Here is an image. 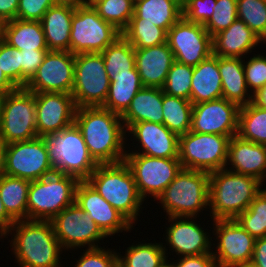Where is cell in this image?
I'll list each match as a JSON object with an SVG mask.
<instances>
[{
    "mask_svg": "<svg viewBox=\"0 0 266 267\" xmlns=\"http://www.w3.org/2000/svg\"><path fill=\"white\" fill-rule=\"evenodd\" d=\"M74 124L97 164L124 161L129 143H126V130L120 115L101 106L80 107L76 109Z\"/></svg>",
    "mask_w": 266,
    "mask_h": 267,
    "instance_id": "obj_1",
    "label": "cell"
},
{
    "mask_svg": "<svg viewBox=\"0 0 266 267\" xmlns=\"http://www.w3.org/2000/svg\"><path fill=\"white\" fill-rule=\"evenodd\" d=\"M11 252L19 267H63V248L51 221L18 220L7 230Z\"/></svg>",
    "mask_w": 266,
    "mask_h": 267,
    "instance_id": "obj_2",
    "label": "cell"
},
{
    "mask_svg": "<svg viewBox=\"0 0 266 267\" xmlns=\"http://www.w3.org/2000/svg\"><path fill=\"white\" fill-rule=\"evenodd\" d=\"M265 186L255 177L220 169L209 173L210 219H235ZM212 214V215H211Z\"/></svg>",
    "mask_w": 266,
    "mask_h": 267,
    "instance_id": "obj_3",
    "label": "cell"
},
{
    "mask_svg": "<svg viewBox=\"0 0 266 267\" xmlns=\"http://www.w3.org/2000/svg\"><path fill=\"white\" fill-rule=\"evenodd\" d=\"M86 181L132 225H137L144 200L125 161L98 164Z\"/></svg>",
    "mask_w": 266,
    "mask_h": 267,
    "instance_id": "obj_4",
    "label": "cell"
},
{
    "mask_svg": "<svg viewBox=\"0 0 266 267\" xmlns=\"http://www.w3.org/2000/svg\"><path fill=\"white\" fill-rule=\"evenodd\" d=\"M165 217H198L209 209V173L182 168L156 199Z\"/></svg>",
    "mask_w": 266,
    "mask_h": 267,
    "instance_id": "obj_5",
    "label": "cell"
},
{
    "mask_svg": "<svg viewBox=\"0 0 266 267\" xmlns=\"http://www.w3.org/2000/svg\"><path fill=\"white\" fill-rule=\"evenodd\" d=\"M43 138L48 148L49 162L55 172L85 181L98 166L89 154L84 138L75 124Z\"/></svg>",
    "mask_w": 266,
    "mask_h": 267,
    "instance_id": "obj_6",
    "label": "cell"
},
{
    "mask_svg": "<svg viewBox=\"0 0 266 267\" xmlns=\"http://www.w3.org/2000/svg\"><path fill=\"white\" fill-rule=\"evenodd\" d=\"M78 183L76 177L58 172L31 181L28 189L27 220L51 221L75 202Z\"/></svg>",
    "mask_w": 266,
    "mask_h": 267,
    "instance_id": "obj_7",
    "label": "cell"
},
{
    "mask_svg": "<svg viewBox=\"0 0 266 267\" xmlns=\"http://www.w3.org/2000/svg\"><path fill=\"white\" fill-rule=\"evenodd\" d=\"M228 136L189 131L179 136L178 159L184 169L211 173L224 169Z\"/></svg>",
    "mask_w": 266,
    "mask_h": 267,
    "instance_id": "obj_8",
    "label": "cell"
},
{
    "mask_svg": "<svg viewBox=\"0 0 266 267\" xmlns=\"http://www.w3.org/2000/svg\"><path fill=\"white\" fill-rule=\"evenodd\" d=\"M120 36L121 32L103 20L92 6L82 4L75 7L69 45L72 54L101 53Z\"/></svg>",
    "mask_w": 266,
    "mask_h": 267,
    "instance_id": "obj_9",
    "label": "cell"
},
{
    "mask_svg": "<svg viewBox=\"0 0 266 267\" xmlns=\"http://www.w3.org/2000/svg\"><path fill=\"white\" fill-rule=\"evenodd\" d=\"M35 95L26 88H17L3 99L0 139L7 145L38 137Z\"/></svg>",
    "mask_w": 266,
    "mask_h": 267,
    "instance_id": "obj_10",
    "label": "cell"
},
{
    "mask_svg": "<svg viewBox=\"0 0 266 267\" xmlns=\"http://www.w3.org/2000/svg\"><path fill=\"white\" fill-rule=\"evenodd\" d=\"M110 79L101 53L75 55L72 97L77 108L102 106L108 95Z\"/></svg>",
    "mask_w": 266,
    "mask_h": 267,
    "instance_id": "obj_11",
    "label": "cell"
},
{
    "mask_svg": "<svg viewBox=\"0 0 266 267\" xmlns=\"http://www.w3.org/2000/svg\"><path fill=\"white\" fill-rule=\"evenodd\" d=\"M212 255L217 267L249 266L255 246V238L235 219H217L211 221ZM216 246V248H215Z\"/></svg>",
    "mask_w": 266,
    "mask_h": 267,
    "instance_id": "obj_12",
    "label": "cell"
},
{
    "mask_svg": "<svg viewBox=\"0 0 266 267\" xmlns=\"http://www.w3.org/2000/svg\"><path fill=\"white\" fill-rule=\"evenodd\" d=\"M125 163L133 174L137 191L145 201H155L183 168L178 158H157L142 154H126Z\"/></svg>",
    "mask_w": 266,
    "mask_h": 267,
    "instance_id": "obj_13",
    "label": "cell"
},
{
    "mask_svg": "<svg viewBox=\"0 0 266 267\" xmlns=\"http://www.w3.org/2000/svg\"><path fill=\"white\" fill-rule=\"evenodd\" d=\"M51 223L64 252L83 247L98 248L100 241L108 238L76 202L57 214Z\"/></svg>",
    "mask_w": 266,
    "mask_h": 267,
    "instance_id": "obj_14",
    "label": "cell"
},
{
    "mask_svg": "<svg viewBox=\"0 0 266 267\" xmlns=\"http://www.w3.org/2000/svg\"><path fill=\"white\" fill-rule=\"evenodd\" d=\"M4 174L29 181L55 172L49 162L48 148L43 137L6 145Z\"/></svg>",
    "mask_w": 266,
    "mask_h": 267,
    "instance_id": "obj_15",
    "label": "cell"
},
{
    "mask_svg": "<svg viewBox=\"0 0 266 267\" xmlns=\"http://www.w3.org/2000/svg\"><path fill=\"white\" fill-rule=\"evenodd\" d=\"M167 44L175 61L193 67L213 54L212 37L205 27L183 17L167 31Z\"/></svg>",
    "mask_w": 266,
    "mask_h": 267,
    "instance_id": "obj_16",
    "label": "cell"
},
{
    "mask_svg": "<svg viewBox=\"0 0 266 267\" xmlns=\"http://www.w3.org/2000/svg\"><path fill=\"white\" fill-rule=\"evenodd\" d=\"M75 55L70 51H48L25 88L32 93H72Z\"/></svg>",
    "mask_w": 266,
    "mask_h": 267,
    "instance_id": "obj_17",
    "label": "cell"
},
{
    "mask_svg": "<svg viewBox=\"0 0 266 267\" xmlns=\"http://www.w3.org/2000/svg\"><path fill=\"white\" fill-rule=\"evenodd\" d=\"M240 106L223 97L194 104L191 114L190 131L236 136L238 133Z\"/></svg>",
    "mask_w": 266,
    "mask_h": 267,
    "instance_id": "obj_18",
    "label": "cell"
},
{
    "mask_svg": "<svg viewBox=\"0 0 266 267\" xmlns=\"http://www.w3.org/2000/svg\"><path fill=\"white\" fill-rule=\"evenodd\" d=\"M168 227L165 226V242L168 244L169 250L178 255L177 258L183 256H197L206 253H212V237L207 228L201 225L203 222L196 223V217H175L168 218ZM196 220V221H195ZM201 224V225H200ZM208 234V235H207ZM176 252V253H175Z\"/></svg>",
    "mask_w": 266,
    "mask_h": 267,
    "instance_id": "obj_19",
    "label": "cell"
},
{
    "mask_svg": "<svg viewBox=\"0 0 266 267\" xmlns=\"http://www.w3.org/2000/svg\"><path fill=\"white\" fill-rule=\"evenodd\" d=\"M126 135H128L126 140L130 135L129 140H134L130 145H137L133 150L131 148V151L130 148H127L126 154H142L157 158H178L179 136L171 132L164 124L138 122L132 124L126 130Z\"/></svg>",
    "mask_w": 266,
    "mask_h": 267,
    "instance_id": "obj_20",
    "label": "cell"
},
{
    "mask_svg": "<svg viewBox=\"0 0 266 267\" xmlns=\"http://www.w3.org/2000/svg\"><path fill=\"white\" fill-rule=\"evenodd\" d=\"M75 202L87 212L101 231L114 236L123 231L131 232L133 226L120 212L109 204L86 180L79 181L75 191Z\"/></svg>",
    "mask_w": 266,
    "mask_h": 267,
    "instance_id": "obj_21",
    "label": "cell"
},
{
    "mask_svg": "<svg viewBox=\"0 0 266 267\" xmlns=\"http://www.w3.org/2000/svg\"><path fill=\"white\" fill-rule=\"evenodd\" d=\"M34 95L38 137L60 132L74 124L77 107L71 94L42 92Z\"/></svg>",
    "mask_w": 266,
    "mask_h": 267,
    "instance_id": "obj_22",
    "label": "cell"
},
{
    "mask_svg": "<svg viewBox=\"0 0 266 267\" xmlns=\"http://www.w3.org/2000/svg\"><path fill=\"white\" fill-rule=\"evenodd\" d=\"M227 170L255 177L265 185L266 145L241 139L238 135L229 140Z\"/></svg>",
    "mask_w": 266,
    "mask_h": 267,
    "instance_id": "obj_23",
    "label": "cell"
},
{
    "mask_svg": "<svg viewBox=\"0 0 266 267\" xmlns=\"http://www.w3.org/2000/svg\"><path fill=\"white\" fill-rule=\"evenodd\" d=\"M135 50V67L144 87L162 88L172 66L174 54L167 42Z\"/></svg>",
    "mask_w": 266,
    "mask_h": 267,
    "instance_id": "obj_24",
    "label": "cell"
},
{
    "mask_svg": "<svg viewBox=\"0 0 266 267\" xmlns=\"http://www.w3.org/2000/svg\"><path fill=\"white\" fill-rule=\"evenodd\" d=\"M260 44L262 46L263 41L239 19L212 37L213 55L218 57L246 58L247 60L254 48Z\"/></svg>",
    "mask_w": 266,
    "mask_h": 267,
    "instance_id": "obj_25",
    "label": "cell"
},
{
    "mask_svg": "<svg viewBox=\"0 0 266 267\" xmlns=\"http://www.w3.org/2000/svg\"><path fill=\"white\" fill-rule=\"evenodd\" d=\"M74 11L72 6L54 5L45 12L40 22L49 51H69Z\"/></svg>",
    "mask_w": 266,
    "mask_h": 267,
    "instance_id": "obj_26",
    "label": "cell"
},
{
    "mask_svg": "<svg viewBox=\"0 0 266 267\" xmlns=\"http://www.w3.org/2000/svg\"><path fill=\"white\" fill-rule=\"evenodd\" d=\"M125 130L138 122L163 124V90L143 87L133 98L127 111L121 116Z\"/></svg>",
    "mask_w": 266,
    "mask_h": 267,
    "instance_id": "obj_27",
    "label": "cell"
},
{
    "mask_svg": "<svg viewBox=\"0 0 266 267\" xmlns=\"http://www.w3.org/2000/svg\"><path fill=\"white\" fill-rule=\"evenodd\" d=\"M219 98H222V79L218 56L212 54L193 67L190 101L194 105Z\"/></svg>",
    "mask_w": 266,
    "mask_h": 267,
    "instance_id": "obj_28",
    "label": "cell"
},
{
    "mask_svg": "<svg viewBox=\"0 0 266 267\" xmlns=\"http://www.w3.org/2000/svg\"><path fill=\"white\" fill-rule=\"evenodd\" d=\"M218 68L222 79V97L239 106L252 102L243 68V58L218 57Z\"/></svg>",
    "mask_w": 266,
    "mask_h": 267,
    "instance_id": "obj_29",
    "label": "cell"
},
{
    "mask_svg": "<svg viewBox=\"0 0 266 267\" xmlns=\"http://www.w3.org/2000/svg\"><path fill=\"white\" fill-rule=\"evenodd\" d=\"M1 39L20 51L48 50L40 21H7Z\"/></svg>",
    "mask_w": 266,
    "mask_h": 267,
    "instance_id": "obj_30",
    "label": "cell"
},
{
    "mask_svg": "<svg viewBox=\"0 0 266 267\" xmlns=\"http://www.w3.org/2000/svg\"><path fill=\"white\" fill-rule=\"evenodd\" d=\"M143 87L136 67L130 73L115 75L110 80L108 95L101 107L122 116Z\"/></svg>",
    "mask_w": 266,
    "mask_h": 267,
    "instance_id": "obj_31",
    "label": "cell"
},
{
    "mask_svg": "<svg viewBox=\"0 0 266 267\" xmlns=\"http://www.w3.org/2000/svg\"><path fill=\"white\" fill-rule=\"evenodd\" d=\"M182 17V6L175 0H142L134 3L131 18L155 24L168 31Z\"/></svg>",
    "mask_w": 266,
    "mask_h": 267,
    "instance_id": "obj_32",
    "label": "cell"
},
{
    "mask_svg": "<svg viewBox=\"0 0 266 267\" xmlns=\"http://www.w3.org/2000/svg\"><path fill=\"white\" fill-rule=\"evenodd\" d=\"M31 181L19 177H0V198L6 212L15 220H27L28 189Z\"/></svg>",
    "mask_w": 266,
    "mask_h": 267,
    "instance_id": "obj_33",
    "label": "cell"
},
{
    "mask_svg": "<svg viewBox=\"0 0 266 267\" xmlns=\"http://www.w3.org/2000/svg\"><path fill=\"white\" fill-rule=\"evenodd\" d=\"M142 241L136 244L132 243L125 249L124 255L118 252V267H159L169 259L168 255L171 252H168L167 246L162 242Z\"/></svg>",
    "mask_w": 266,
    "mask_h": 267,
    "instance_id": "obj_34",
    "label": "cell"
},
{
    "mask_svg": "<svg viewBox=\"0 0 266 267\" xmlns=\"http://www.w3.org/2000/svg\"><path fill=\"white\" fill-rule=\"evenodd\" d=\"M237 135L243 140L266 145V109L252 102L240 106Z\"/></svg>",
    "mask_w": 266,
    "mask_h": 267,
    "instance_id": "obj_35",
    "label": "cell"
},
{
    "mask_svg": "<svg viewBox=\"0 0 266 267\" xmlns=\"http://www.w3.org/2000/svg\"><path fill=\"white\" fill-rule=\"evenodd\" d=\"M193 104L190 100L163 93V124L178 136L191 128Z\"/></svg>",
    "mask_w": 266,
    "mask_h": 267,
    "instance_id": "obj_36",
    "label": "cell"
},
{
    "mask_svg": "<svg viewBox=\"0 0 266 267\" xmlns=\"http://www.w3.org/2000/svg\"><path fill=\"white\" fill-rule=\"evenodd\" d=\"M122 36L134 49L149 48L167 42V31L153 23L142 22V18H131Z\"/></svg>",
    "mask_w": 266,
    "mask_h": 267,
    "instance_id": "obj_37",
    "label": "cell"
},
{
    "mask_svg": "<svg viewBox=\"0 0 266 267\" xmlns=\"http://www.w3.org/2000/svg\"><path fill=\"white\" fill-rule=\"evenodd\" d=\"M101 54L110 80L115 75L130 73L135 67V50L123 36L107 46Z\"/></svg>",
    "mask_w": 266,
    "mask_h": 267,
    "instance_id": "obj_38",
    "label": "cell"
},
{
    "mask_svg": "<svg viewBox=\"0 0 266 267\" xmlns=\"http://www.w3.org/2000/svg\"><path fill=\"white\" fill-rule=\"evenodd\" d=\"M235 220L255 239L266 237V188L255 197L248 209Z\"/></svg>",
    "mask_w": 266,
    "mask_h": 267,
    "instance_id": "obj_39",
    "label": "cell"
},
{
    "mask_svg": "<svg viewBox=\"0 0 266 267\" xmlns=\"http://www.w3.org/2000/svg\"><path fill=\"white\" fill-rule=\"evenodd\" d=\"M92 7L103 20L111 23L120 32L128 26L134 14L132 0H101Z\"/></svg>",
    "mask_w": 266,
    "mask_h": 267,
    "instance_id": "obj_40",
    "label": "cell"
},
{
    "mask_svg": "<svg viewBox=\"0 0 266 267\" xmlns=\"http://www.w3.org/2000/svg\"><path fill=\"white\" fill-rule=\"evenodd\" d=\"M237 17L264 41L266 38V0H237Z\"/></svg>",
    "mask_w": 266,
    "mask_h": 267,
    "instance_id": "obj_41",
    "label": "cell"
},
{
    "mask_svg": "<svg viewBox=\"0 0 266 267\" xmlns=\"http://www.w3.org/2000/svg\"><path fill=\"white\" fill-rule=\"evenodd\" d=\"M193 66L174 61L162 87L163 93L190 100Z\"/></svg>",
    "mask_w": 266,
    "mask_h": 267,
    "instance_id": "obj_42",
    "label": "cell"
},
{
    "mask_svg": "<svg viewBox=\"0 0 266 267\" xmlns=\"http://www.w3.org/2000/svg\"><path fill=\"white\" fill-rule=\"evenodd\" d=\"M237 19V0H216L211 18L203 26L213 37L227 29Z\"/></svg>",
    "mask_w": 266,
    "mask_h": 267,
    "instance_id": "obj_43",
    "label": "cell"
},
{
    "mask_svg": "<svg viewBox=\"0 0 266 267\" xmlns=\"http://www.w3.org/2000/svg\"><path fill=\"white\" fill-rule=\"evenodd\" d=\"M0 68L17 88H21V51L9 46L1 38Z\"/></svg>",
    "mask_w": 266,
    "mask_h": 267,
    "instance_id": "obj_44",
    "label": "cell"
},
{
    "mask_svg": "<svg viewBox=\"0 0 266 267\" xmlns=\"http://www.w3.org/2000/svg\"><path fill=\"white\" fill-rule=\"evenodd\" d=\"M74 267H118L117 248L103 247L83 249Z\"/></svg>",
    "mask_w": 266,
    "mask_h": 267,
    "instance_id": "obj_45",
    "label": "cell"
},
{
    "mask_svg": "<svg viewBox=\"0 0 266 267\" xmlns=\"http://www.w3.org/2000/svg\"><path fill=\"white\" fill-rule=\"evenodd\" d=\"M264 54V55H263ZM245 79L250 93L253 95L266 85V54H255L247 61L243 60Z\"/></svg>",
    "mask_w": 266,
    "mask_h": 267,
    "instance_id": "obj_46",
    "label": "cell"
},
{
    "mask_svg": "<svg viewBox=\"0 0 266 267\" xmlns=\"http://www.w3.org/2000/svg\"><path fill=\"white\" fill-rule=\"evenodd\" d=\"M216 0H188L182 6V17L189 22L204 25L212 16Z\"/></svg>",
    "mask_w": 266,
    "mask_h": 267,
    "instance_id": "obj_47",
    "label": "cell"
},
{
    "mask_svg": "<svg viewBox=\"0 0 266 267\" xmlns=\"http://www.w3.org/2000/svg\"><path fill=\"white\" fill-rule=\"evenodd\" d=\"M54 5L53 0H19L16 19L41 21L45 12Z\"/></svg>",
    "mask_w": 266,
    "mask_h": 267,
    "instance_id": "obj_48",
    "label": "cell"
},
{
    "mask_svg": "<svg viewBox=\"0 0 266 267\" xmlns=\"http://www.w3.org/2000/svg\"><path fill=\"white\" fill-rule=\"evenodd\" d=\"M48 51L49 50L21 51V88H25L27 83L35 75Z\"/></svg>",
    "mask_w": 266,
    "mask_h": 267,
    "instance_id": "obj_49",
    "label": "cell"
},
{
    "mask_svg": "<svg viewBox=\"0 0 266 267\" xmlns=\"http://www.w3.org/2000/svg\"><path fill=\"white\" fill-rule=\"evenodd\" d=\"M173 267H217L212 253L201 254L197 256H183L178 259L170 258ZM176 261V262H175Z\"/></svg>",
    "mask_w": 266,
    "mask_h": 267,
    "instance_id": "obj_50",
    "label": "cell"
},
{
    "mask_svg": "<svg viewBox=\"0 0 266 267\" xmlns=\"http://www.w3.org/2000/svg\"><path fill=\"white\" fill-rule=\"evenodd\" d=\"M249 267H266V237L255 240L253 256Z\"/></svg>",
    "mask_w": 266,
    "mask_h": 267,
    "instance_id": "obj_51",
    "label": "cell"
},
{
    "mask_svg": "<svg viewBox=\"0 0 266 267\" xmlns=\"http://www.w3.org/2000/svg\"><path fill=\"white\" fill-rule=\"evenodd\" d=\"M19 0H0V17L4 22L16 19Z\"/></svg>",
    "mask_w": 266,
    "mask_h": 267,
    "instance_id": "obj_52",
    "label": "cell"
},
{
    "mask_svg": "<svg viewBox=\"0 0 266 267\" xmlns=\"http://www.w3.org/2000/svg\"><path fill=\"white\" fill-rule=\"evenodd\" d=\"M17 87L5 76L0 68V96L16 90Z\"/></svg>",
    "mask_w": 266,
    "mask_h": 267,
    "instance_id": "obj_53",
    "label": "cell"
},
{
    "mask_svg": "<svg viewBox=\"0 0 266 267\" xmlns=\"http://www.w3.org/2000/svg\"><path fill=\"white\" fill-rule=\"evenodd\" d=\"M15 220L6 212V209L0 198V225L7 231Z\"/></svg>",
    "mask_w": 266,
    "mask_h": 267,
    "instance_id": "obj_54",
    "label": "cell"
},
{
    "mask_svg": "<svg viewBox=\"0 0 266 267\" xmlns=\"http://www.w3.org/2000/svg\"><path fill=\"white\" fill-rule=\"evenodd\" d=\"M252 103L266 109V85L253 94Z\"/></svg>",
    "mask_w": 266,
    "mask_h": 267,
    "instance_id": "obj_55",
    "label": "cell"
},
{
    "mask_svg": "<svg viewBox=\"0 0 266 267\" xmlns=\"http://www.w3.org/2000/svg\"><path fill=\"white\" fill-rule=\"evenodd\" d=\"M5 149L6 144L0 139V177L4 175L5 172Z\"/></svg>",
    "mask_w": 266,
    "mask_h": 267,
    "instance_id": "obj_56",
    "label": "cell"
},
{
    "mask_svg": "<svg viewBox=\"0 0 266 267\" xmlns=\"http://www.w3.org/2000/svg\"><path fill=\"white\" fill-rule=\"evenodd\" d=\"M55 5H68L72 7H77L84 4V0H53Z\"/></svg>",
    "mask_w": 266,
    "mask_h": 267,
    "instance_id": "obj_57",
    "label": "cell"
},
{
    "mask_svg": "<svg viewBox=\"0 0 266 267\" xmlns=\"http://www.w3.org/2000/svg\"><path fill=\"white\" fill-rule=\"evenodd\" d=\"M6 232L7 231L0 225V240L3 239V238H7Z\"/></svg>",
    "mask_w": 266,
    "mask_h": 267,
    "instance_id": "obj_58",
    "label": "cell"
},
{
    "mask_svg": "<svg viewBox=\"0 0 266 267\" xmlns=\"http://www.w3.org/2000/svg\"><path fill=\"white\" fill-rule=\"evenodd\" d=\"M101 0H84V4L88 6H93L95 3L99 2Z\"/></svg>",
    "mask_w": 266,
    "mask_h": 267,
    "instance_id": "obj_59",
    "label": "cell"
},
{
    "mask_svg": "<svg viewBox=\"0 0 266 267\" xmlns=\"http://www.w3.org/2000/svg\"><path fill=\"white\" fill-rule=\"evenodd\" d=\"M170 260H166L164 263H162L159 267H173V264Z\"/></svg>",
    "mask_w": 266,
    "mask_h": 267,
    "instance_id": "obj_60",
    "label": "cell"
},
{
    "mask_svg": "<svg viewBox=\"0 0 266 267\" xmlns=\"http://www.w3.org/2000/svg\"><path fill=\"white\" fill-rule=\"evenodd\" d=\"M4 25H5V22H4L3 19L0 17V38H1L2 33H3Z\"/></svg>",
    "mask_w": 266,
    "mask_h": 267,
    "instance_id": "obj_61",
    "label": "cell"
},
{
    "mask_svg": "<svg viewBox=\"0 0 266 267\" xmlns=\"http://www.w3.org/2000/svg\"><path fill=\"white\" fill-rule=\"evenodd\" d=\"M3 99H4V96H0V123H1Z\"/></svg>",
    "mask_w": 266,
    "mask_h": 267,
    "instance_id": "obj_62",
    "label": "cell"
},
{
    "mask_svg": "<svg viewBox=\"0 0 266 267\" xmlns=\"http://www.w3.org/2000/svg\"><path fill=\"white\" fill-rule=\"evenodd\" d=\"M179 5L183 6L188 0H175Z\"/></svg>",
    "mask_w": 266,
    "mask_h": 267,
    "instance_id": "obj_63",
    "label": "cell"
},
{
    "mask_svg": "<svg viewBox=\"0 0 266 267\" xmlns=\"http://www.w3.org/2000/svg\"><path fill=\"white\" fill-rule=\"evenodd\" d=\"M133 3H136V2H139V1H142V0H132Z\"/></svg>",
    "mask_w": 266,
    "mask_h": 267,
    "instance_id": "obj_64",
    "label": "cell"
}]
</instances>
